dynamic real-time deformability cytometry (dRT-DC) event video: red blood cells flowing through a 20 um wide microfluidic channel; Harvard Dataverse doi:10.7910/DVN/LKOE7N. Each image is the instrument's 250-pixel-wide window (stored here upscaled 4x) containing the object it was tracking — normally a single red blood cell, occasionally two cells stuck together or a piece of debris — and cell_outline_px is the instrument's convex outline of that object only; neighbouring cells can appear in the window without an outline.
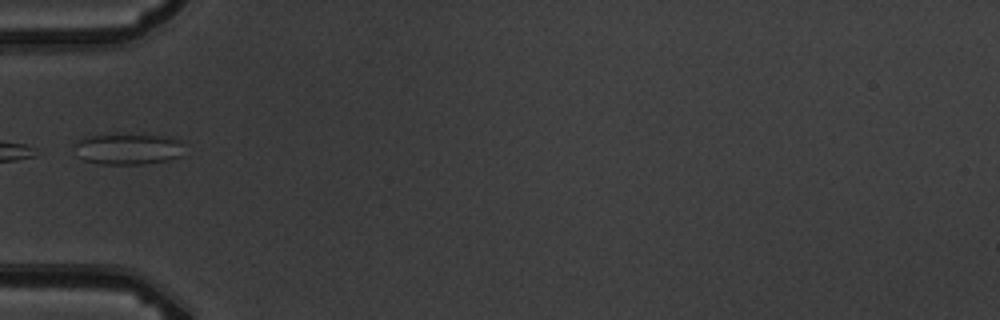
{"species": "common noctule bat (a hibernating species)", "species_latin": "Nyctalus noctula", "temperature_condition": "warm", "stored_images_in_passage": 2, "camera_frame_rate_fps": 3000, "um_per_image_px": 0.085, "animal": {"sex": "male", "body_mass_g": 19.5, "forearm_length_mm": 54.6}, "frame": {"image": 1, "passage_image": 2, "time_ms": 1.333, "image_size_px": [1000, 320], "cell_outline_px": [[180, 156], [172, 160], [144, 164], [100, 164], [84, 160], [76, 156], [72, 144], [88, 136], [112, 132], [172, 136], [180, 140]], "centroid_in_image_um": [10.82, 12.63], "position_along_channel_um": 74.2, "area_um2": 20.75}}